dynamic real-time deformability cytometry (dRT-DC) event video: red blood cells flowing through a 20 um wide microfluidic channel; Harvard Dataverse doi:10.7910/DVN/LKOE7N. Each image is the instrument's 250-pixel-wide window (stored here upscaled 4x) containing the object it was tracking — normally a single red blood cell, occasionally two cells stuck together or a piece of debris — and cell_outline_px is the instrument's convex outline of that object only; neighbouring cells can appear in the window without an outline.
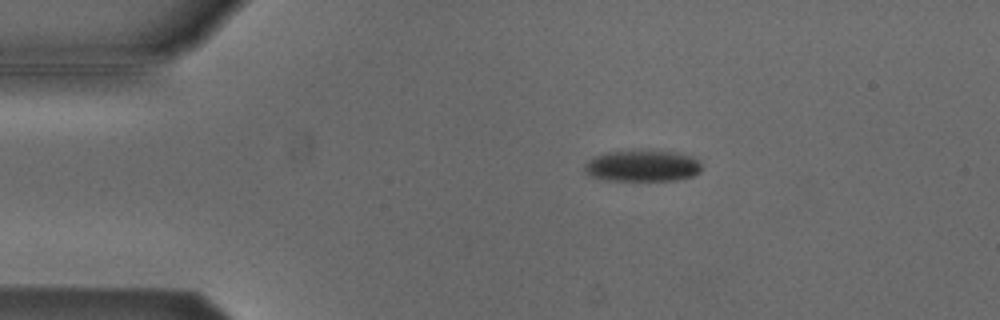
{"species": "Egyptian fruit bat (a non-hibernating species)", "species_latin": "Rousettus aegyptiacus", "temperature_condition": "cold", "stored_images_in_passage": 45, "camera_frame_rate_fps": 3000, "um_per_image_px": 0.085, "animal": {"sex": "male"}, "frame": {"image": 1, "passage_image": 1, "time_ms": 0.0, "image_size_px": [1000, 320], "cell_outline_px": [[700, 172], [696, 176], [676, 180], [604, 180], [592, 176], [584, 172], [584, 164], [588, 160], [604, 152], [636, 148], [676, 152], [692, 156], [700, 160]], "centroid_in_image_um": [54.61, 14.06], "position_along_channel_um": 30.4, "area_um2": 22.2}}
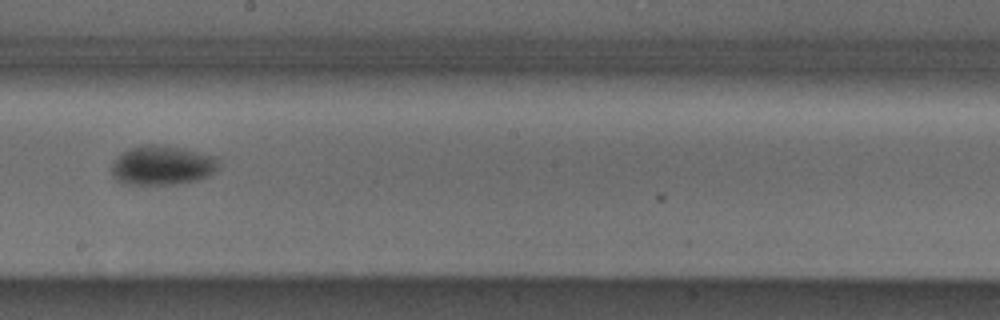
{"frame": {"image": 2, "passage_image": 21, "time_ms": 6.667, "image_size_px": [1000, 320], "cell_outline_px": [[216, 168], [208, 176], [196, 180], [176, 184], [124, 184], [116, 180], [112, 176], [112, 164], [128, 148], [144, 144], [156, 144], [184, 148], [216, 156]], "centroid_in_image_um": [13.76, 14.05], "position_along_channel_um": 234.4, "area_um2": 24.39}}
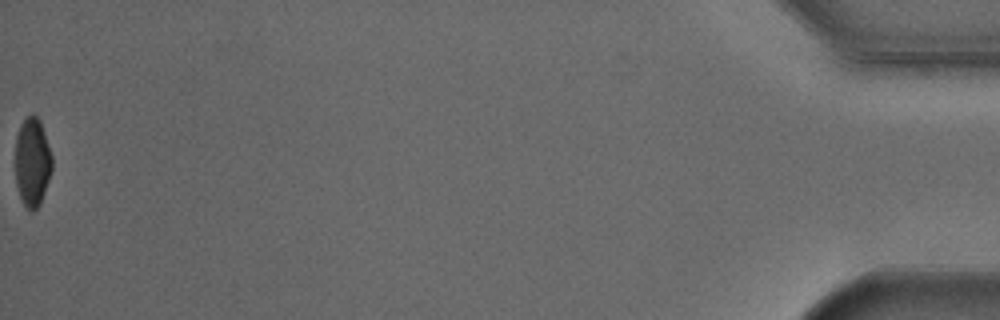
{"frame": {"image": 3, "passage_image": 45, "time_ms": 14.667, "image_size_px": [1000, 320], "cell_outline_px": [[52, 168], [40, 204], [36, 208], [28, 208], [24, 204], [20, 196], [16, 184], [16, 136], [20, 124], [32, 112], [40, 120], [52, 156]], "centroid_in_image_um": [2.75, 13.72], "position_along_channel_um": 432.5, "area_um2": 18.67}, "authors_computed_cell_mechanics": {"area_um2": 22.5998, "velocity_mm_per_s": 3.8118, "shape_relaxation_time_tau1_ms": 2.2981, "shape_relaxation_time_tau2_ms": null, "deformation_change_tau1": 0.0914, "deformation_change_tau2": null}}